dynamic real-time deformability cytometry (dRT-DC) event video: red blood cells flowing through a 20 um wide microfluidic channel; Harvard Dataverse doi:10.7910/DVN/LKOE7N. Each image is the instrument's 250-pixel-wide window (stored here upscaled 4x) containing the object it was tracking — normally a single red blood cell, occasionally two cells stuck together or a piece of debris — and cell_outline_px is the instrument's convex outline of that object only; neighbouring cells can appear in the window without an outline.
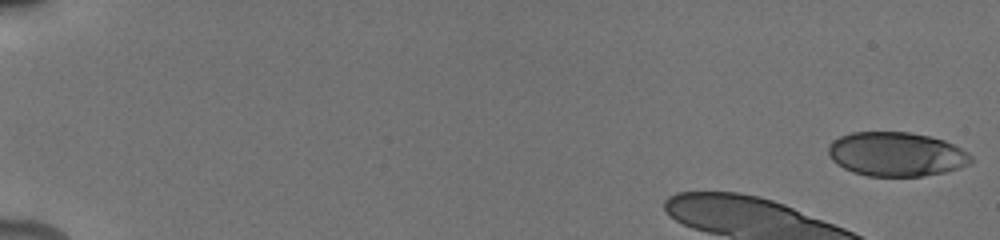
{"species": "human", "species_latin": "Homo sapiens", "temperature_condition": "cold", "stored_images_in_passage": 21, "camera_frame_rate_fps": 3000, "um_per_image_px": 0.085, "donor": {"sex": "male"}, "frame": {"image": 1, "passage_image": 1, "time_ms": 0.0, "image_size_px": [1000, 240], "cell_outline_px": [[972, 160], [968, 164], [944, 172], [920, 176], [868, 176], [852, 172], [836, 164], [832, 160], [828, 152], [828, 144], [832, 140], [840, 136], [852, 132], [908, 132], [928, 136], [944, 140], [968, 152], [972, 156]], "centroid_in_image_um": [76.14, 13.1], "position_along_channel_um": 8.9, "area_um2": 36.65}}